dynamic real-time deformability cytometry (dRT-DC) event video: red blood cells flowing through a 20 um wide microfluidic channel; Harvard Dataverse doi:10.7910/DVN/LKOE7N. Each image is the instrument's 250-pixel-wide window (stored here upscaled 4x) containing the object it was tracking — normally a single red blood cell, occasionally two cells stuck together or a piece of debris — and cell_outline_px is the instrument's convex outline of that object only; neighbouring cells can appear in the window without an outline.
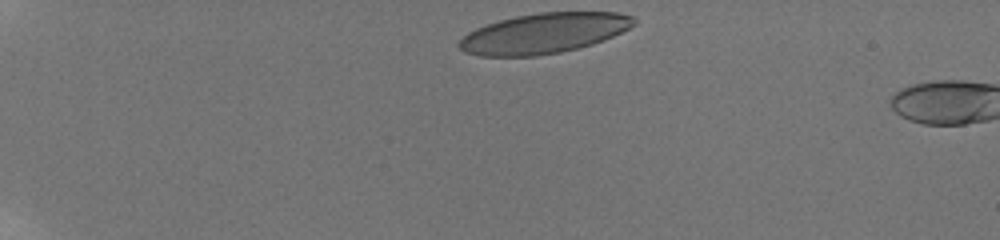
{"species": "human", "species_latin": "Homo sapiens", "temperature_condition": "room temperature", "stored_images_in_passage": 4, "camera_frame_rate_fps": 3000, "um_per_image_px": 0.085, "donor": {"sex": "male"}, "frame": {"image": 1, "passage_image": 1, "time_ms": 0.0, "image_size_px": [1000, 240], "cell_outline_px": [[636, 24], [612, 36], [592, 44], [560, 52], [536, 56], [480, 56], [464, 52], [456, 44], [468, 32], [476, 28], [500, 20], [516, 16], [540, 12], [616, 12], [632, 16], [636, 20]], "centroid_in_image_um": [46.2, 2.83], "position_along_channel_um": 38.8, "area_um2": 40.69}}